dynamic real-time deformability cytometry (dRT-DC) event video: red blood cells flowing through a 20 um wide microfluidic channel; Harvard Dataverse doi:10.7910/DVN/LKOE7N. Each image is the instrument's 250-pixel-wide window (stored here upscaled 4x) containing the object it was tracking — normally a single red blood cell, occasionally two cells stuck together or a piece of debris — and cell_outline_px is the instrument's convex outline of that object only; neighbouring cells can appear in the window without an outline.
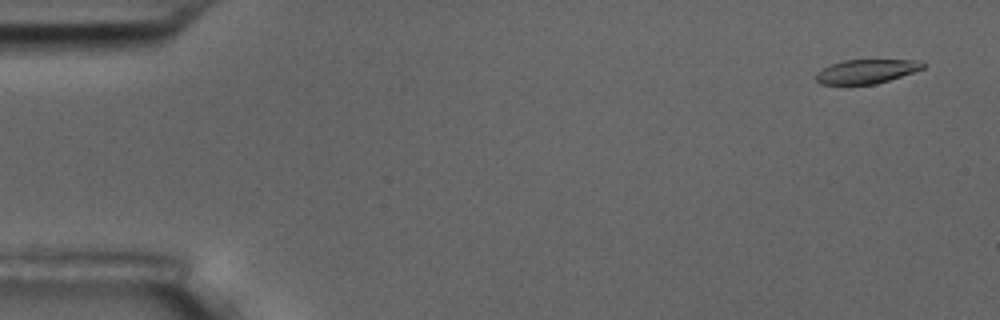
{"species": "common noctule bat (a hibernating species)", "species_latin": "Nyctalus noctula", "temperature_condition": "room temperature", "stored_images_in_passage": 4, "camera_frame_rate_fps": 3000, "um_per_image_px": 0.085, "animal": {"sex": "male", "body_mass_g": 17.5, "forearm_length_mm": 52.3}, "frame": {"image": 1, "passage_image": 1, "time_ms": 0.0, "image_size_px": [1000, 320], "cell_outline_px": [[928, 64], [924, 68], [876, 84], [820, 84], [816, 80], [816, 72], [832, 64], [844, 60], [916, 60]], "centroid_in_image_um": [73.65, 6.06], "position_along_channel_um": 11.4, "area_um2": 14.8}}